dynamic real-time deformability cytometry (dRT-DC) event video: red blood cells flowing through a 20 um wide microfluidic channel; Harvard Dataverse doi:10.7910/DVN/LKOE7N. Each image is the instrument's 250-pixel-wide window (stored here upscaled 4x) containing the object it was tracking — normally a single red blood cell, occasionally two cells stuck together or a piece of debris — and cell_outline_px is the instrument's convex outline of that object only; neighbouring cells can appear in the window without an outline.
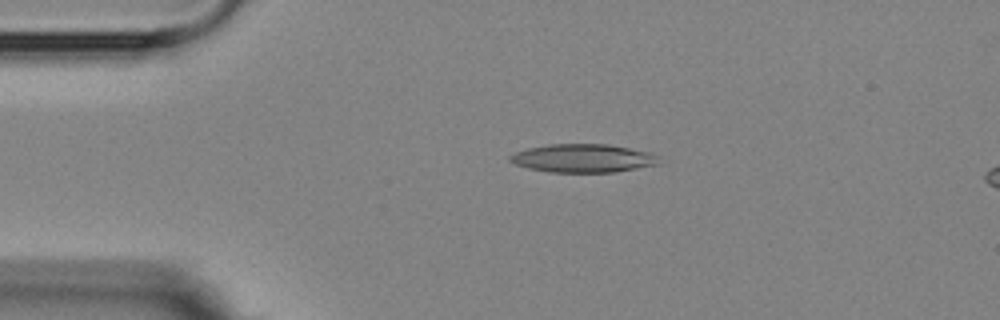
{"species": "Egyptian fruit bat (a non-hibernating species)", "species_latin": "Rousettus aegyptiacus", "temperature_condition": "room temperature", "stored_images_in_passage": 5, "segment_of_instrument_passage": [1, 2], "camera_frame_rate_fps": 3000, "um_per_image_px": 0.085, "animal": {"sex": "female"}, "frame": {"image": 1, "passage_image": 3, "time_ms": 2.333, "image_size_px": [1000, 320], "cell_outline_px": [[660, 164], [616, 172], [548, 172], [528, 168], [516, 164], [508, 160], [508, 156], [516, 152], [528, 148], [548, 144], [608, 144], [648, 152], [660, 156]], "centroid_in_image_um": [49.57, 13.45], "position_along_channel_um": 35.4, "area_um2": 24.68}}